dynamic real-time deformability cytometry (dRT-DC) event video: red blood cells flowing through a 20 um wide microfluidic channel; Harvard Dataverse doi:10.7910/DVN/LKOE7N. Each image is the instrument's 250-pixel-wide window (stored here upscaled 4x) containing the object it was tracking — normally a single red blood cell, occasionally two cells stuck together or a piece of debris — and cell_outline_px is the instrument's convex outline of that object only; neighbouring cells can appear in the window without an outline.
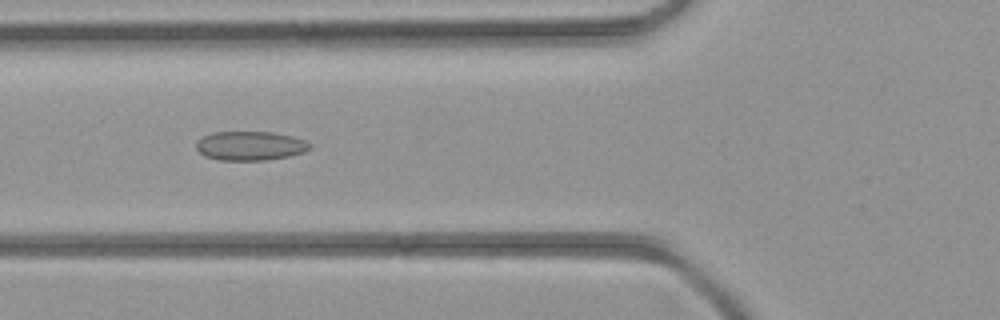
{"species": "common noctule bat (a hibernating species)", "species_latin": "Nyctalus noctula", "temperature_condition": "room temperature", "stored_images_in_passage": 29, "camera_frame_rate_fps": 3000, "um_per_image_px": 0.085, "animal": {"sex": "female", "body_mass_g": 21.9}, "frame": {"image": 1, "passage_image": 6, "time_ms": 1.667, "image_size_px": [1000, 320], "cell_outline_px": [[312, 148], [304, 152], [288, 156], [268, 160], [220, 160], [204, 156], [196, 148], [196, 144], [204, 136], [212, 132], [272, 132], [292, 136], [304, 140], [312, 144]], "centroid_in_image_um": [21.3, 12.4], "position_along_channel_um": 104.5, "area_um2": 19.25}}
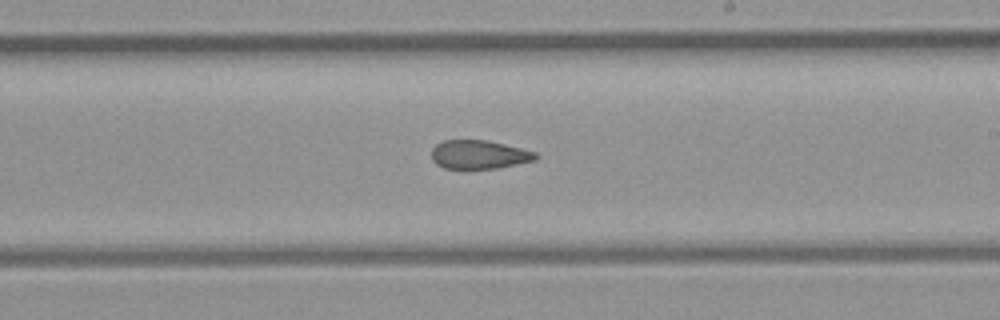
{"frame": {"image": 2, "passage_image": 15, "time_ms": 4.667, "image_size_px": [1000, 320], "cell_outline_px": [[540, 156], [536, 160], [496, 168], [444, 168], [436, 164], [432, 160], [432, 148], [436, 144], [444, 140], [488, 140], [536, 152]], "centroid_in_image_um": [40.72, 13.13], "position_along_channel_um": 248.3, "area_um2": 17.34}}
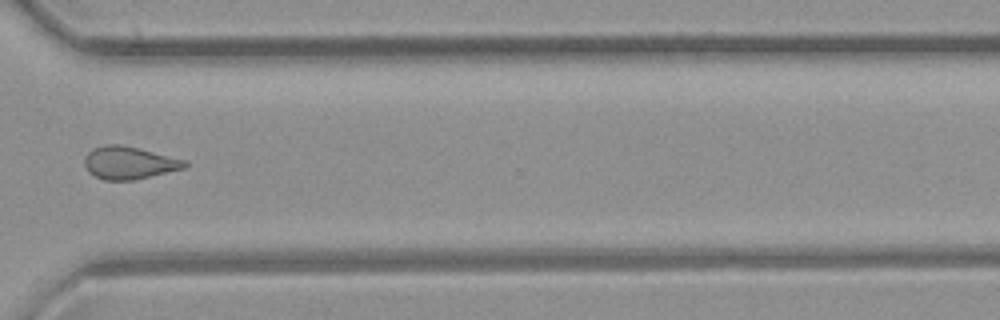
{"frame": {"image": 3, "passage_image": 22, "time_ms": 7.0, "image_size_px": [1000, 320], "cell_outline_px": [[188, 168], [136, 180], [104, 180], [88, 172], [84, 164], [84, 156], [92, 148], [104, 144], [120, 144], [188, 160]], "centroid_in_image_um": [11.0, 13.84], "position_along_channel_um": 359.6, "area_um2": 19.42}}